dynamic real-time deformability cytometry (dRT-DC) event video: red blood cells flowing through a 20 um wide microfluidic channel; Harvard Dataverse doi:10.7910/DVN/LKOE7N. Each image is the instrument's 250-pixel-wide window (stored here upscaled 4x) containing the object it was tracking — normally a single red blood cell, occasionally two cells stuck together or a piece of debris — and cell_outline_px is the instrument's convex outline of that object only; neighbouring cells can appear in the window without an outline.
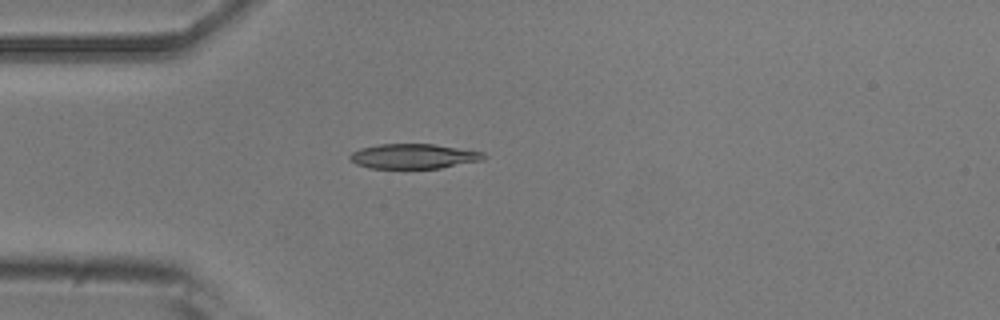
{"species": "common noctule bat (a hibernating species)", "species_latin": "Nyctalus noctula", "temperature_condition": "room temperature", "stored_images_in_passage": 39, "camera_frame_rate_fps": 3000, "um_per_image_px": 0.085, "animal": {"sex": "male", "body_mass_g": 20.5, "forearm_length_mm": 52.5}, "frame": {"image": 1, "passage_image": 1, "time_ms": 0.0, "image_size_px": [1000, 320], "cell_outline_px": [[488, 156], [484, 160], [440, 168], [368, 168], [356, 164], [348, 156], [352, 152], [360, 148], [380, 144], [432, 144], [484, 152]], "centroid_in_image_um": [35.18, 13.28], "position_along_channel_um": 49.8, "area_um2": 19.36}}
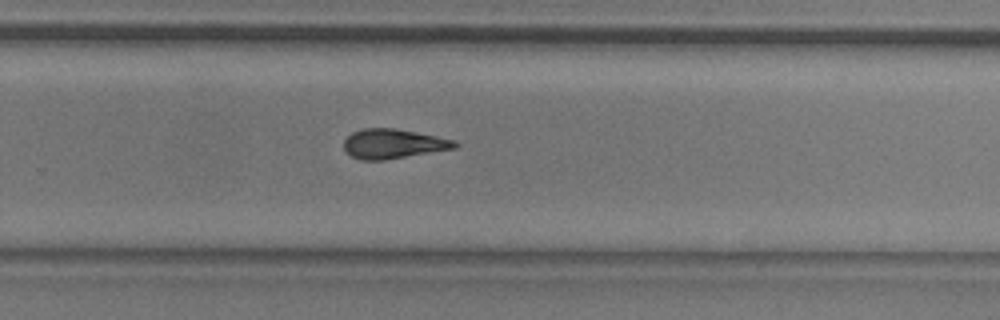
{"frame": {"image": 2, "passage_image": 21, "time_ms": 6.667, "image_size_px": [1000, 320], "cell_outline_px": [[460, 144], [456, 148], [384, 160], [360, 160], [352, 156], [344, 148], [344, 140], [352, 132], [364, 128], [392, 128], [416, 132], [456, 140]], "centroid_in_image_um": [33.44, 12.22], "position_along_channel_um": 296.4, "area_um2": 19.02}}
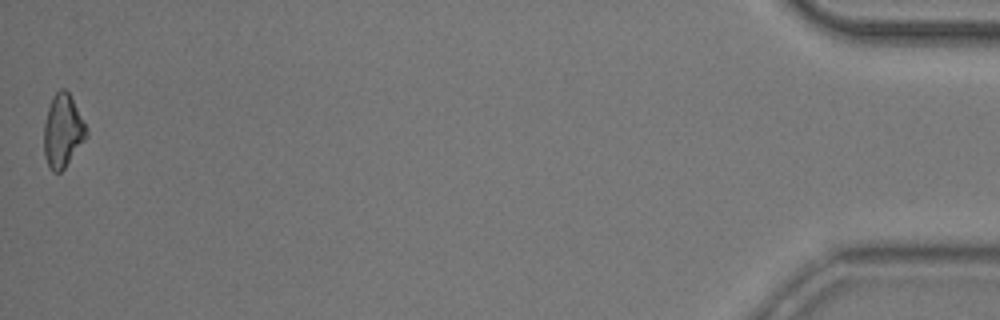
{"frame": {"image": 3, "passage_image": 39, "time_ms": 12.667, "image_size_px": [1000, 320], "cell_outline_px": [[88, 136], [64, 168], [60, 172], [52, 172], [48, 168], [44, 156], [44, 124], [48, 108], [52, 96], [60, 88], [64, 88], [68, 92], [88, 132]], "centroid_in_image_um": [5.3, 11.16], "position_along_channel_um": 429.9, "area_um2": 17.86}, "authors_computed_cell_mechanics": {"area_um2": 19.0162, "velocity_mm_per_s": 3.8432, "shape_relaxation_time_tau1_ms": 4.1378, "shape_relaxation_time_tau2_ms": 4.5745, "deformation_change_tau1": 0.1411, "deformation_change_tau2": 0.1376}}